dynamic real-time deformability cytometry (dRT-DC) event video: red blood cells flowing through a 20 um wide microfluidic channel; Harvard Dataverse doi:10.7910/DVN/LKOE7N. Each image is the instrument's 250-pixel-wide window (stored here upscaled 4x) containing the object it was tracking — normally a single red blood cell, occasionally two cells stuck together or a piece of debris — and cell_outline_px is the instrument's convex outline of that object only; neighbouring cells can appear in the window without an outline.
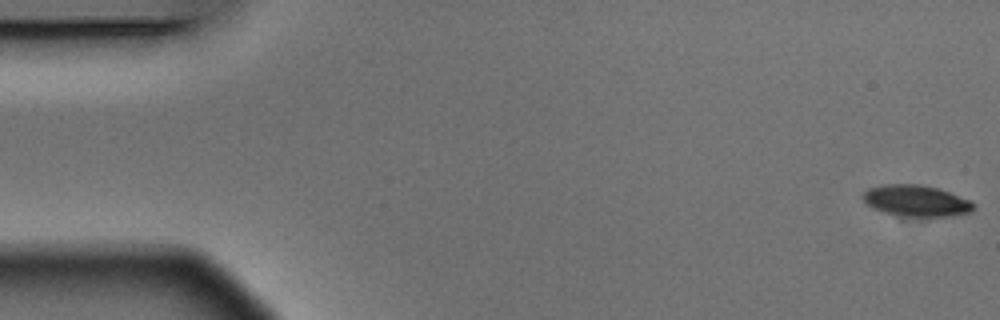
{"species": "Egyptian fruit bat (a non-hibernating species)", "species_latin": "Rousettus aegyptiacus", "temperature_condition": "warm", "stored_images_in_passage": 5, "camera_frame_rate_fps": 3000, "um_per_image_px": 0.085, "animal": {"sex": "male"}, "frame": {"image": 1, "passage_image": 1, "time_ms": 0.0, "image_size_px": [1000, 320], "cell_outline_px": [[976, 208], [968, 212], [948, 216], [904, 220], [884, 212], [868, 204], [860, 196], [868, 188], [888, 184], [920, 184], [936, 188], [972, 200], [976, 204]], "centroid_in_image_um": [77.88, 17.12], "position_along_channel_um": 7.1, "area_um2": 20.87}}